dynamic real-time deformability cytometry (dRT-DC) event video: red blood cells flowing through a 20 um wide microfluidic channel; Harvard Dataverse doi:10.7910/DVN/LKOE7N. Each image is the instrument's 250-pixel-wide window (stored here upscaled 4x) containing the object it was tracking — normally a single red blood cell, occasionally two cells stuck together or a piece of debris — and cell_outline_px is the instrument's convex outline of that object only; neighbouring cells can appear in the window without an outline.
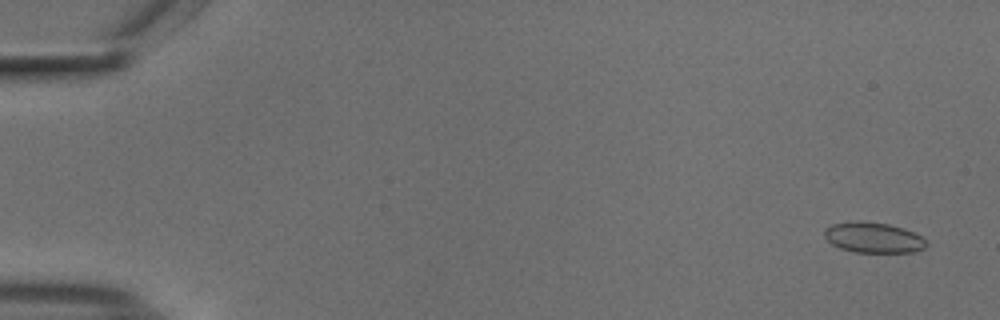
{"species": "common noctule bat (a hibernating species)", "species_latin": "Nyctalus noctula", "temperature_condition": "cold", "stored_images_in_passage": 55, "camera_frame_rate_fps": 3000, "um_per_image_px": 0.085, "animal": {"sex": "male", "body_mass_g": 18.8}, "frame": {"image": 1, "passage_image": 3, "time_ms": 0.667, "image_size_px": [1000, 320], "cell_outline_px": [[928, 244], [924, 248], [912, 252], [856, 252], [840, 248], [832, 244], [824, 236], [824, 228], [832, 224], [888, 224], [904, 228], [920, 236]], "centroid_in_image_um": [74.26, 20.24], "position_along_channel_um": 10.7, "area_um2": 17.22}}
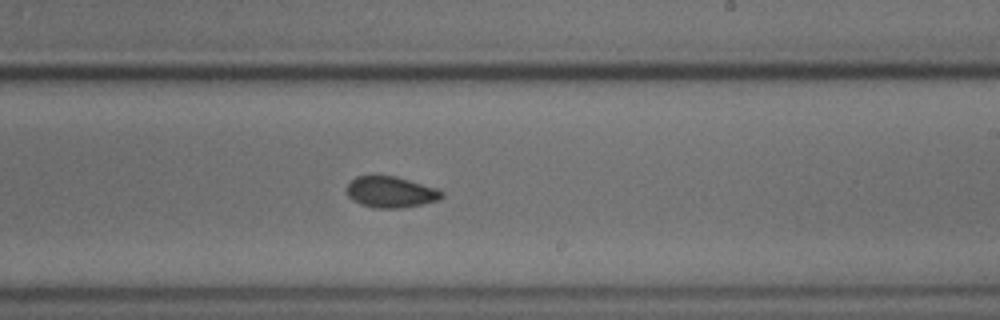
{"frame": {"image": 2, "passage_image": 34, "time_ms": 11.0, "image_size_px": [1000, 320], "cell_outline_px": [[444, 196], [440, 200], [400, 208], [376, 208], [360, 204], [352, 200], [348, 196], [348, 184], [356, 176], [396, 176], [436, 188], [444, 192]], "centroid_in_image_um": [33.23, 16.33], "position_along_channel_um": 255.8, "area_um2": 17.11}}
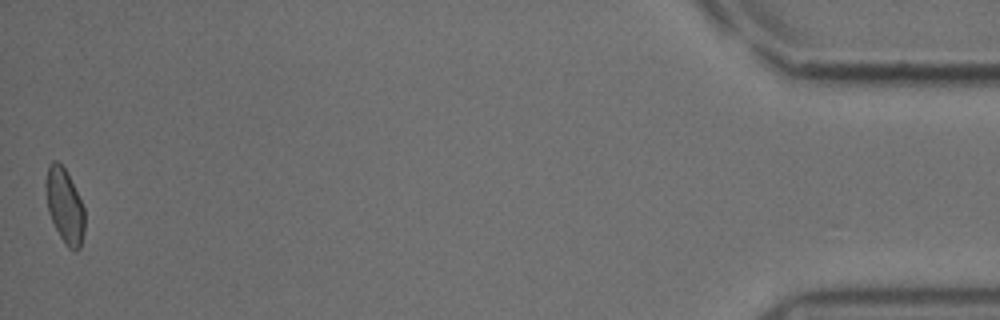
{"frame": {"image": 3, "passage_image": 55, "time_ms": 18.0, "image_size_px": [1000, 320], "cell_outline_px": [[84, 232], [80, 248], [76, 252], [68, 248], [60, 236], [48, 212], [44, 184], [48, 164], [52, 160], [56, 160], [64, 168], [84, 208]], "centroid_in_image_um": [5.47, 17.5], "position_along_channel_um": 429.7, "area_um2": 16.76}, "authors_computed_cell_mechanics": {"area_um2": 17.3978, "velocity_mm_per_s": 3.7293, "shape_relaxation_time_tau1_ms": null, "shape_relaxation_time_tau2_ms": 3.1943, "deformation_change_tau1": null, "deformation_change_tau2": 0.0551}}